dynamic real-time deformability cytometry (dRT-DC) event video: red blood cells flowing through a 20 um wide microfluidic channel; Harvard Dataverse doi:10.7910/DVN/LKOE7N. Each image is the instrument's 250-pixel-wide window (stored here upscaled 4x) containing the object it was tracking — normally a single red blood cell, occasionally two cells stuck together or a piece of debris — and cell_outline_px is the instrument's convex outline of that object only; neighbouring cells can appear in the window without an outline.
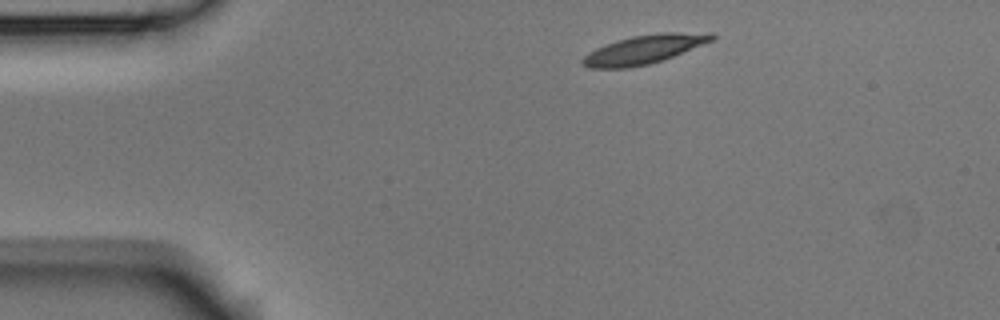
{"species": "Egyptian fruit bat (a non-hibernating species)", "species_latin": "Rousettus aegyptiacus", "temperature_condition": "room temperature", "stored_images_in_passage": 3, "camera_frame_rate_fps": 3000, "um_per_image_px": 0.085, "animal": {"sex": "male"}, "frame": {"image": 1, "passage_image": 3, "time_ms": 0.667, "image_size_px": [1000, 320], "cell_outline_px": [[716, 36], [712, 40], [672, 56], [648, 64], [628, 68], [588, 68], [580, 64], [580, 60], [588, 52], [596, 48], [616, 40], [632, 36], [660, 32], [712, 32]], "centroid_in_image_um": [54.69, 4.19], "position_along_channel_um": 30.3, "area_um2": 21.62}}